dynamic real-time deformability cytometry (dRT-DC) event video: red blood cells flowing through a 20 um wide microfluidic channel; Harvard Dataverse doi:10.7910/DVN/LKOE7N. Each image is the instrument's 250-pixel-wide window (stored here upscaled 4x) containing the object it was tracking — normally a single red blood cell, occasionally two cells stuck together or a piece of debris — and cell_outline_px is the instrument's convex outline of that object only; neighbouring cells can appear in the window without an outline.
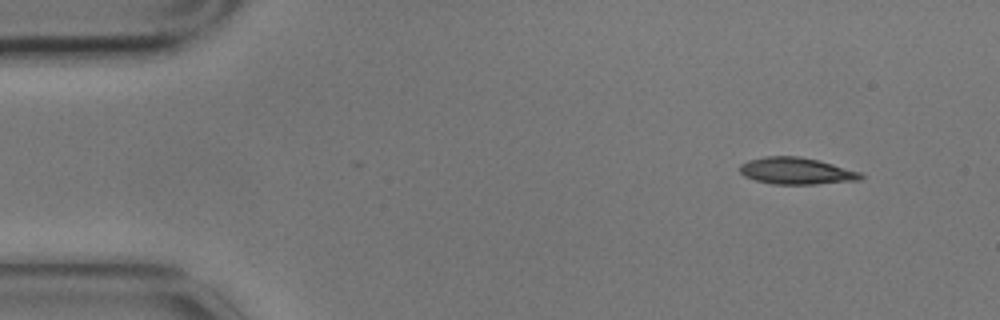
{"species": "common noctule bat (a hibernating species)", "species_latin": "Nyctalus noctula", "temperature_condition": "cold", "stored_images_in_passage": 5, "segment_of_instrument_passage": [1, 2], "camera_frame_rate_fps": 3000, "um_per_image_px": 0.085, "animal": {"sex": "male", "body_mass_g": 17.9}, "frame": {"image": 1, "passage_image": 1, "time_ms": 0.0, "image_size_px": [1000, 320], "cell_outline_px": [[864, 176], [860, 180], [816, 184], [772, 184], [756, 180], [744, 176], [740, 172], [740, 164], [748, 160], [764, 156], [800, 156], [832, 164], [860, 172]], "centroid_in_image_um": [67.66, 14.53], "position_along_channel_um": 17.3, "area_um2": 18.79}}
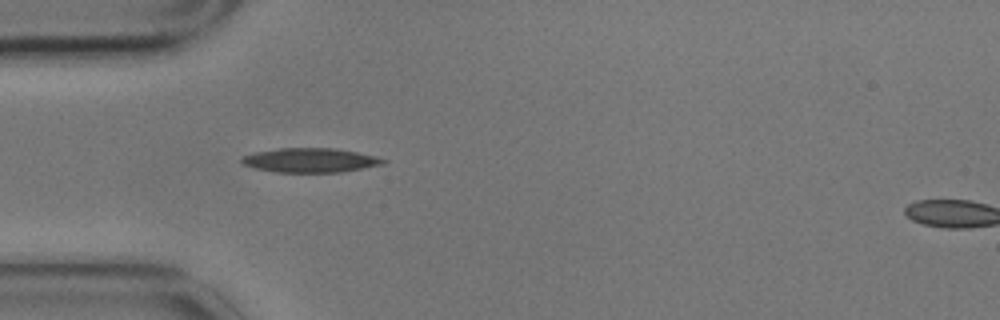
{"frame": {"image": 2, "passage_image": 4, "time_ms": 1.0, "image_size_px": [1000, 320], "cell_outline_px": [[388, 160], [384, 164], [340, 172], [276, 172], [256, 168], [244, 164], [240, 160], [240, 156], [252, 152], [280, 148], [336, 148], [376, 156]], "centroid_in_image_um": [26.35, 13.61], "position_along_channel_um": 58.7, "area_um2": 20.06}}